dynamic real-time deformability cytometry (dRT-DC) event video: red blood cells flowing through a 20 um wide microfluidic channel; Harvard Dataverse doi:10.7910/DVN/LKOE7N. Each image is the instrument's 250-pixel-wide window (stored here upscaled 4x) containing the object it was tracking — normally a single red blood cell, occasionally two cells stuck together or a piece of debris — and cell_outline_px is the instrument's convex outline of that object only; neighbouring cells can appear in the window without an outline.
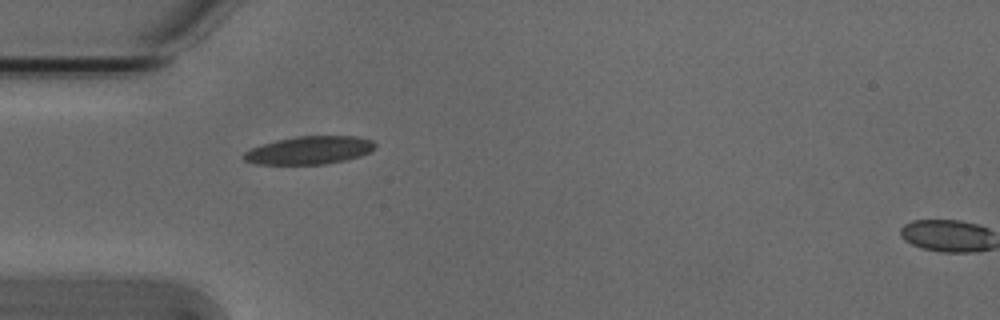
{"species": "Egyptian fruit bat (a non-hibernating species)", "species_latin": "Rousettus aegyptiacus", "temperature_condition": "cold", "stored_images_in_passage": 2, "camera_frame_rate_fps": 3000, "um_per_image_px": 0.085, "animal": {"sex": "male"}, "frame": {"image": 1, "passage_image": 1, "time_ms": 0.0, "image_size_px": [1000, 320], "cell_outline_px": [[376, 148], [372, 152], [360, 156], [344, 160], [324, 164], [256, 164], [244, 160], [240, 156], [248, 148], [260, 144], [276, 140], [296, 136], [356, 136], [372, 140], [376, 144]], "centroid_in_image_um": [26.27, 12.76], "position_along_channel_um": 58.7, "area_um2": 21.73}}